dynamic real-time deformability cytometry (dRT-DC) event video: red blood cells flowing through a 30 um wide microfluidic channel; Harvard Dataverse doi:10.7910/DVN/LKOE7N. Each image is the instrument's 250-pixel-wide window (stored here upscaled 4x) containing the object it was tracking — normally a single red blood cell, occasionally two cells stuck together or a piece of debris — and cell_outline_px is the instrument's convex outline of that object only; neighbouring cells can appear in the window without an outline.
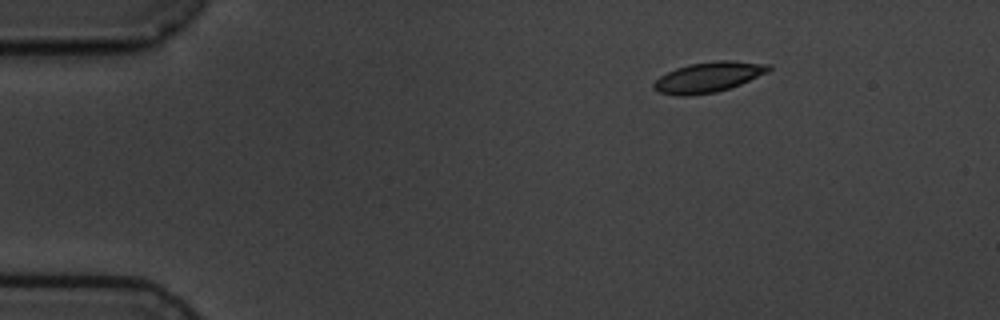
{"species": "common noctule bat (a hibernating species)", "species_latin": "Nyctalus noctula", "temperature_condition": "cold", "stored_images_in_passage": 5, "camera_frame_rate_fps": 3000, "um_per_image_px": 0.085, "animal": {"sex": "male", "body_mass_g": 19.5, "forearm_length_mm": 54.6}, "frame": {"image": 1, "passage_image": 1, "time_ms": 0.0, "image_size_px": [1000, 320], "cell_outline_px": [[772, 68], [768, 72], [740, 84], [716, 92], [688, 96], [676, 96], [660, 92], [652, 88], [652, 84], [660, 76], [676, 68], [688, 64], [716, 60], [728, 60], [772, 64]], "centroid_in_image_um": [60.21, 6.55], "position_along_channel_um": 24.8, "area_um2": 20.35}}
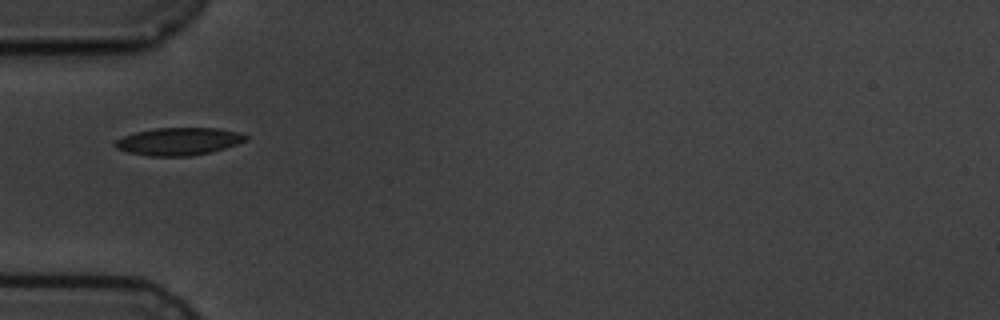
{"frame": {"image": 2, "passage_image": 4, "time_ms": 3.333, "image_size_px": [1000, 320], "cell_outline_px": [[248, 140], [224, 148], [192, 156], [148, 156], [128, 152], [116, 148], [112, 144], [116, 140], [124, 136], [136, 132], [156, 128], [220, 128], [236, 132], [248, 136]], "centroid_in_image_um": [15.17, 12.02], "position_along_channel_um": 69.8, "area_um2": 20.87}}
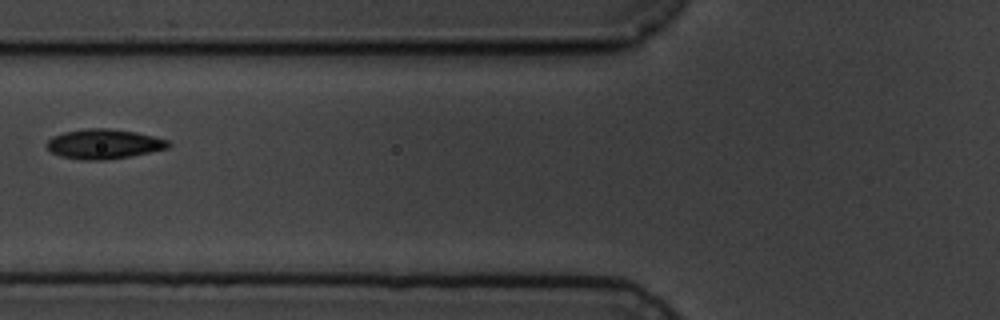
{"frame": {"image": 3, "passage_image": 5, "time_ms": 4.667, "image_size_px": [1000, 320], "cell_outline_px": [[172, 144], [168, 148], [128, 156], [104, 160], [80, 160], [60, 156], [52, 152], [44, 144], [52, 136], [64, 132], [88, 128], [108, 128], [136, 132], [168, 140]], "centroid_in_image_um": [8.79, 12.23], "position_along_channel_um": 117.0, "area_um2": 20.98}}